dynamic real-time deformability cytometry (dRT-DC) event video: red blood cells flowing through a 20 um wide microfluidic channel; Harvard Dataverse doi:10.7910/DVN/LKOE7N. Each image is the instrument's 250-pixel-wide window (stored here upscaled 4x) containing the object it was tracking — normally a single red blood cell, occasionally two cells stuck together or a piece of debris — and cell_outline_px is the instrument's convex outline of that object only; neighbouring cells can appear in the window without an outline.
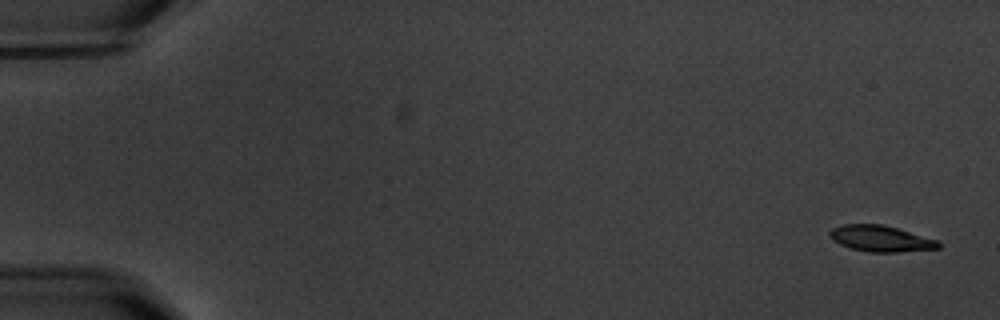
{"species": "common noctule bat (a hibernating species)", "species_latin": "Nyctalus noctula", "temperature_condition": "warm", "stored_images_in_passage": 4, "camera_frame_rate_fps": 3000, "um_per_image_px": 0.085, "animal": {"sex": "male", "body_mass_g": 20.1, "forearm_length_mm": 53.5}, "frame": {"image": 1, "passage_image": 1, "time_ms": 0.0, "image_size_px": [1000, 320], "cell_outline_px": [[940, 248], [896, 252], [868, 252], [852, 248], [840, 244], [832, 240], [828, 232], [832, 228], [844, 224], [880, 224], [896, 228], [940, 240]], "centroid_in_image_um": [74.87, 20.28], "position_along_channel_um": 10.1, "area_um2": 16.47}}